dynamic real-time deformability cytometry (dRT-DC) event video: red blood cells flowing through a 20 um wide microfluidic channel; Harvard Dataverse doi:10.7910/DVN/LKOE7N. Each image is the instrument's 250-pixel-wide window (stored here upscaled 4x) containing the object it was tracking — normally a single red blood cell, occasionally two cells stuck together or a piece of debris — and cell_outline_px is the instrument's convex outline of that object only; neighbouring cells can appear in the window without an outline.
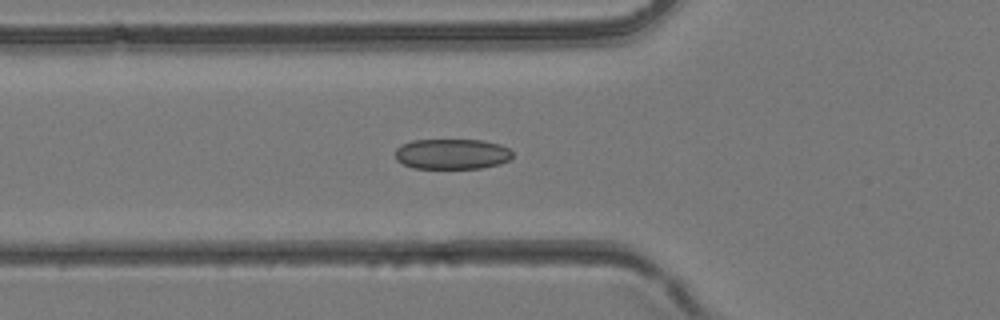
{"species": "common noctule bat (a hibernating species)", "species_latin": "Nyctalus noctula", "temperature_condition": "room temperature", "stored_images_in_passage": 28, "camera_frame_rate_fps": 3000, "um_per_image_px": 0.085, "animal": {"sex": "female", "body_mass_g": 24.6, "forearm_length_mm": 56.2}, "frame": {"image": 1, "passage_image": 7, "time_ms": 2.0, "image_size_px": [1000, 320], "cell_outline_px": [[512, 156], [508, 160], [500, 164], [480, 168], [412, 168], [396, 160], [396, 148], [400, 144], [412, 140], [484, 140], [500, 144], [508, 148], [512, 152]], "centroid_in_image_um": [38.4, 13.08], "position_along_channel_um": 87.4, "area_um2": 20.87}}
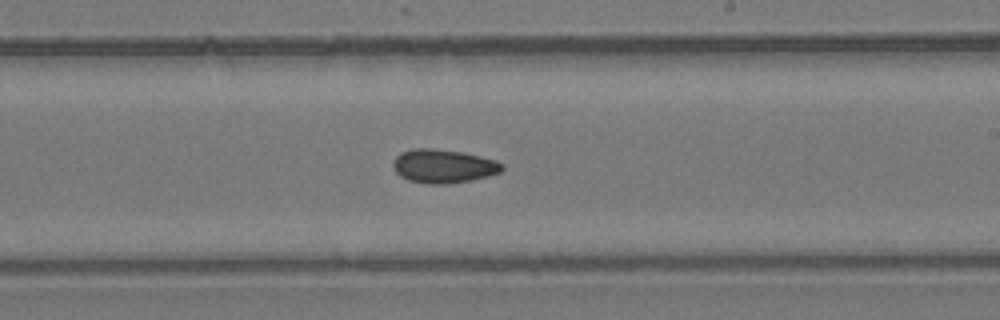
{"frame": {"image": 2, "passage_image": 17, "time_ms": 5.333, "image_size_px": [1000, 320], "cell_outline_px": [[504, 168], [500, 172], [488, 176], [472, 180], [448, 184], [428, 184], [408, 180], [400, 176], [392, 168], [392, 160], [400, 152], [412, 148], [432, 148], [464, 152], [496, 160], [504, 164]], "centroid_in_image_um": [37.67, 14.11], "position_along_channel_um": 251.3, "area_um2": 21.73}}
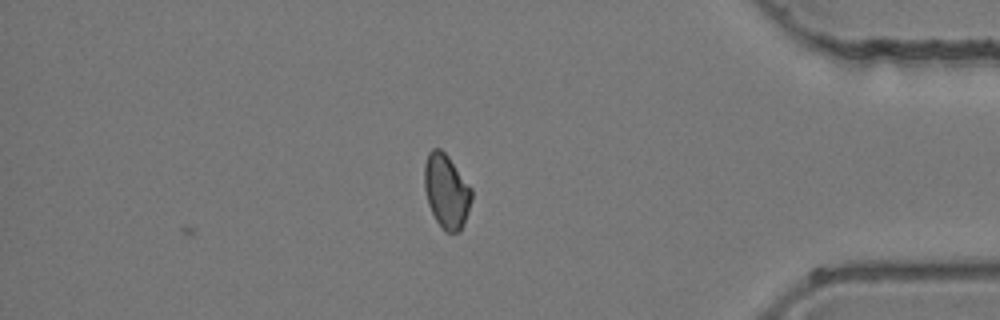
{"frame": {"image": 3, "passage_image": 28, "time_ms": 9.0, "image_size_px": [1000, 320], "cell_outline_px": [[472, 200], [468, 212], [460, 232], [444, 232], [436, 220], [428, 204], [424, 188], [424, 164], [428, 152], [432, 148], [440, 148], [448, 156], [472, 188]], "centroid_in_image_um": [37.94, 16.25], "position_along_channel_um": 397.3, "area_um2": 20.52}}